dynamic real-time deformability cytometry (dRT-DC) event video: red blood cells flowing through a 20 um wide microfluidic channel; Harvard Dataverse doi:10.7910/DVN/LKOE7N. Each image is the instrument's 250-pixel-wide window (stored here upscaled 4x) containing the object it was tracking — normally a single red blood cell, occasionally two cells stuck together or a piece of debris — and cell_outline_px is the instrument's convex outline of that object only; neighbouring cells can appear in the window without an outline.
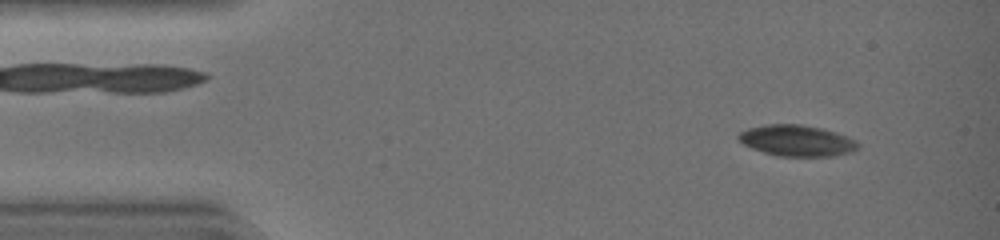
{"species": "common noctule bat (a hibernating species)", "species_latin": "Nyctalus noctula", "temperature_condition": "warm", "stored_images_in_passage": 44, "camera_frame_rate_fps": 3000, "um_per_image_px": 0.085, "animal": {"sex": "female", "body_mass_g": 19.0, "forearm_length_mm": 51.5}, "frame": {"image": 1, "passage_image": 5, "time_ms": 1.333, "image_size_px": [1000, 240], "cell_outline_px": [[860, 144], [856, 148], [848, 152], [836, 156], [776, 156], [752, 148], [744, 144], [736, 136], [740, 132], [748, 128], [768, 124], [796, 124], [820, 128], [844, 136]], "centroid_in_image_um": [67.66, 11.96], "position_along_channel_um": 17.3, "area_um2": 21.15}}
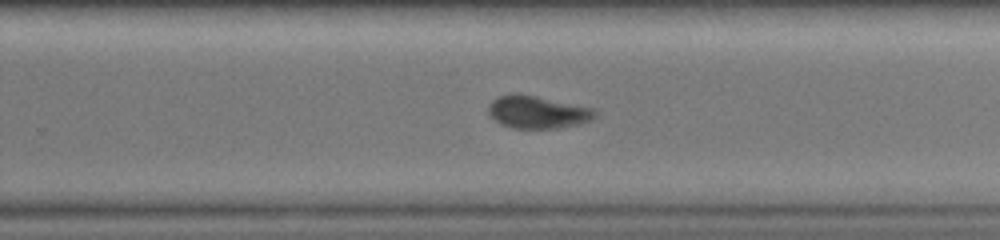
{"frame": {"image": 2, "passage_image": 29, "time_ms": 9.333, "image_size_px": [1000, 240], "cell_outline_px": [[596, 116], [580, 124], [556, 128], [512, 128], [500, 124], [488, 112], [488, 108], [492, 100], [500, 96], [512, 92], [536, 96], [592, 108], [596, 112]], "centroid_in_image_um": [45.65, 9.52], "position_along_channel_um": 284.1, "area_um2": 20.0}}
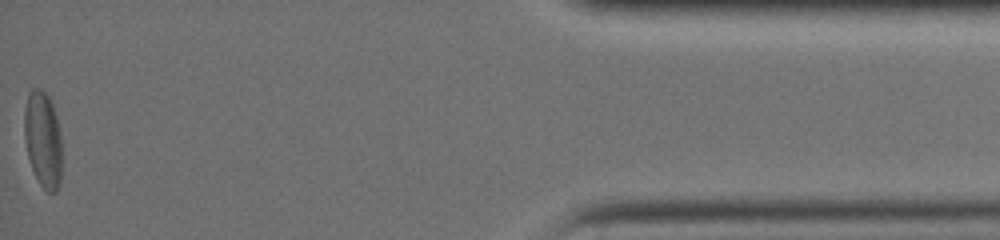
{"frame": {"image": 3, "passage_image": 44, "time_ms": 14.333, "image_size_px": [1000, 240], "cell_outline_px": [[60, 180], [56, 192], [48, 192], [40, 184], [32, 168], [28, 156], [24, 136], [24, 112], [28, 92], [32, 88], [36, 88], [44, 92], [48, 96], [52, 104], [56, 116], [60, 136]], "centroid_in_image_um": [3.63, 11.83], "position_along_channel_um": 431.6, "area_um2": 20.69}, "authors_computed_cell_mechanics": {"area_um2": 21.1548, "velocity_mm_per_s": 4.4309, "shape_relaxation_time_tau1_ms": 3.2803, "shape_relaxation_time_tau2_ms": 1.9663, "deformation_change_tau1": 0.1061, "deformation_change_tau2": 0.053}}